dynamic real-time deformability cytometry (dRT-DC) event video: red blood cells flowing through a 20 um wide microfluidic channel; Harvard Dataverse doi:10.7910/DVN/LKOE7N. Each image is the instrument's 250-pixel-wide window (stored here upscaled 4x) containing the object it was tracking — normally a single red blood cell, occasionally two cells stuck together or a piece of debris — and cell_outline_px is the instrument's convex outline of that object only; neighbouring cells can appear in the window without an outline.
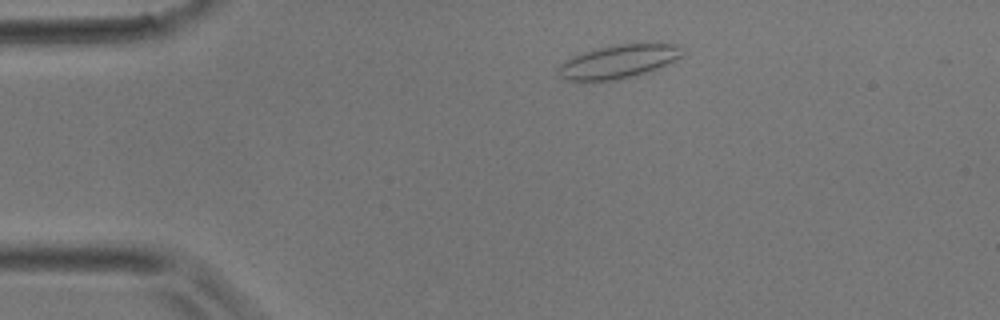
{"species": "common noctule bat (a hibernating species)", "species_latin": "Nyctalus noctula", "temperature_condition": "room temperature", "stored_images_in_passage": 3, "camera_frame_rate_fps": 3000, "um_per_image_px": 0.085, "animal": {"sex": "male", "body_mass_g": 17.9}, "frame": {"image": 1, "passage_image": 2, "time_ms": 0.333, "image_size_px": [1000, 320], "cell_outline_px": [[680, 56], [668, 64], [648, 72], [636, 76], [616, 80], [568, 80], [560, 76], [556, 72], [556, 68], [564, 60], [572, 56], [584, 52], [616, 44], [676, 44], [680, 48]], "centroid_in_image_um": [52.5, 5.25], "position_along_channel_um": 32.5, "area_um2": 23.87}}